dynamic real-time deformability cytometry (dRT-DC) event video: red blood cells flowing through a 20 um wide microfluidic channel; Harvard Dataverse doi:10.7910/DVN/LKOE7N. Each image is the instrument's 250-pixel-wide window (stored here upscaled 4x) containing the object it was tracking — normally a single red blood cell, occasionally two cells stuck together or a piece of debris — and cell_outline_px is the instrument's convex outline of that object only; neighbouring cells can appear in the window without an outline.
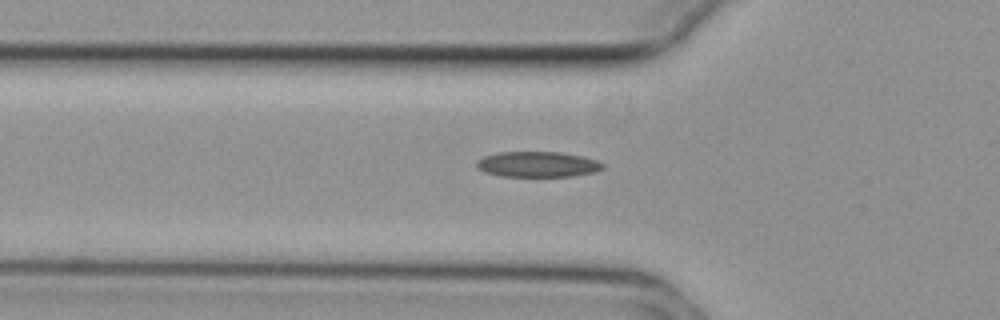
{"species": "common noctule bat (a hibernating species)", "species_latin": "Nyctalus noctula", "temperature_condition": "cold", "stored_images_in_passage": 37, "camera_frame_rate_fps": 3000, "um_per_image_px": 0.085, "animal": {"sex": "female", "body_mass_g": 29.2, "forearm_length_mm": 56.3}, "frame": {"image": 1, "passage_image": 2, "time_ms": 0.333, "image_size_px": [1000, 320], "cell_outline_px": [[604, 168], [596, 172], [572, 176], [500, 176], [484, 172], [476, 168], [476, 160], [484, 156], [500, 152], [560, 152], [580, 156], [596, 160], [604, 164]], "centroid_in_image_um": [45.67, 13.97], "position_along_channel_um": 80.1, "area_um2": 18.79}}
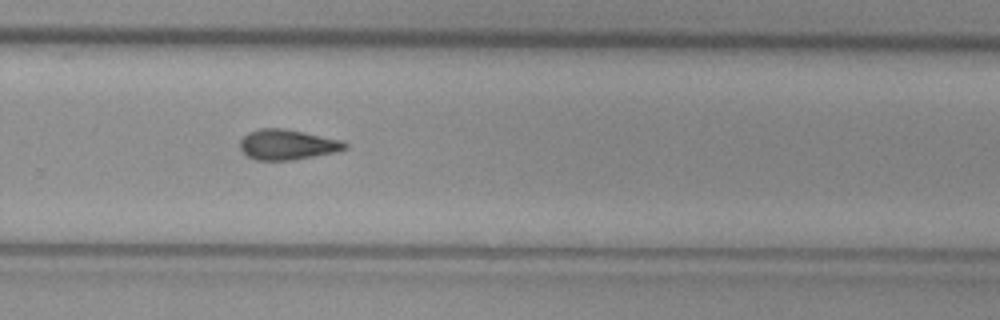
{"frame": {"image": 2, "passage_image": 20, "time_ms": 6.333, "image_size_px": [1000, 320], "cell_outline_px": [[348, 148], [336, 152], [292, 160], [256, 160], [248, 156], [240, 148], [240, 140], [248, 132], [260, 128], [284, 128], [344, 140], [348, 144]], "centroid_in_image_um": [24.46, 12.28], "position_along_channel_um": 305.3, "area_um2": 18.61}}
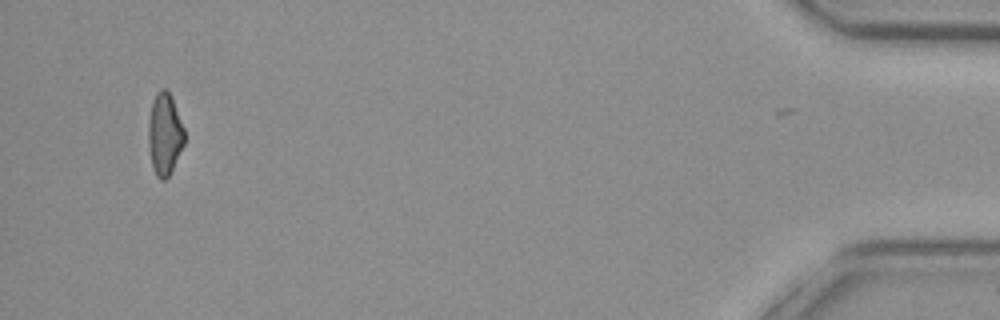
{"frame": {"image": 3, "passage_image": 36, "time_ms": 11.667, "image_size_px": [1000, 320], "cell_outline_px": [[184, 144], [168, 176], [164, 180], [160, 180], [156, 176], [152, 164], [148, 144], [148, 120], [152, 104], [156, 92], [160, 88], [164, 88], [172, 96], [184, 128]], "centroid_in_image_um": [13.99, 11.37], "position_along_channel_um": 421.2, "area_um2": 17.11}}